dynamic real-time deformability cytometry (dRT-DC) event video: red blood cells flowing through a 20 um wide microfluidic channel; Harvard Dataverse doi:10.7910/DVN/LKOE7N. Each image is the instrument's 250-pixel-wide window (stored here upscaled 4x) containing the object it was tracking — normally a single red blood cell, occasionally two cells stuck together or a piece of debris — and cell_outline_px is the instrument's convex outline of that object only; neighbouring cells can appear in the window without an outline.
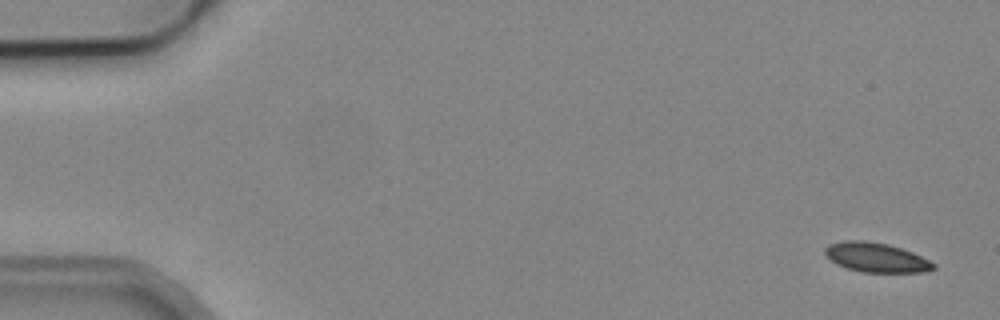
{"species": "common noctule bat (a hibernating species)", "species_latin": "Nyctalus noctula", "temperature_condition": "cold", "stored_images_in_passage": 4, "camera_frame_rate_fps": 3000, "um_per_image_px": 0.085, "animal": {"sex": "male", "body_mass_g": 19.2, "forearm_length_mm": 51.8}, "frame": {"image": 1, "passage_image": 1, "time_ms": 0.0, "image_size_px": [1000, 320], "cell_outline_px": [[936, 268], [920, 272], [864, 272], [848, 268], [836, 264], [824, 252], [824, 248], [828, 244], [844, 240], [864, 240], [888, 244], [912, 252], [936, 264]], "centroid_in_image_um": [74.45, 21.87], "position_along_channel_um": 10.5, "area_um2": 18.44}}
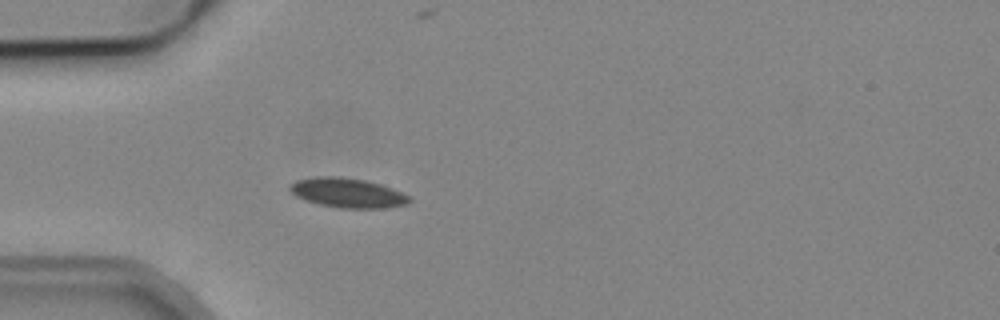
{"frame": {"image": 2, "passage_image": 3, "time_ms": 4.667, "image_size_px": [1000, 320], "cell_outline_px": [[412, 200], [408, 204], [384, 208], [340, 208], [320, 204], [304, 200], [296, 196], [288, 188], [288, 184], [296, 180], [316, 176], [336, 176], [364, 180], [380, 184], [392, 188], [412, 196]], "centroid_in_image_um": [29.55, 16.39], "position_along_channel_um": 55.4, "area_um2": 20.75}}